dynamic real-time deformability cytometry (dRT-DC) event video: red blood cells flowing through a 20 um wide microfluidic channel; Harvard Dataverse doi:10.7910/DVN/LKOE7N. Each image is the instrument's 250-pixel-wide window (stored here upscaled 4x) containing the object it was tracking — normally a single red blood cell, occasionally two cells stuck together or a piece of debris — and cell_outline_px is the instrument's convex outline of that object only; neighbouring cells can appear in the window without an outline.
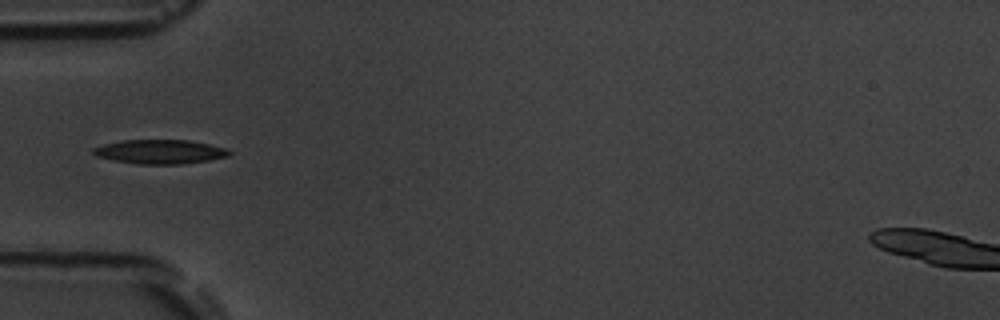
{"species": "common noctule bat (a hibernating species)", "species_latin": "Nyctalus noctula", "temperature_condition": "room temperature", "stored_images_in_passage": 5, "camera_frame_rate_fps": 3000, "um_per_image_px": 0.085, "animal": {"sex": "male", "body_mass_g": 19.5, "forearm_length_mm": 54.6}, "frame": {"image": 1, "passage_image": 1, "time_ms": 0.0, "image_size_px": [1000, 320], "cell_outline_px": [[232, 152], [228, 156], [208, 160], [180, 164], [136, 164], [112, 160], [96, 156], [92, 152], [92, 148], [104, 144], [124, 140], [188, 140], [208, 144], [224, 148]], "centroid_in_image_um": [13.55, 12.9], "position_along_channel_um": 71.4, "area_um2": 19.02}}
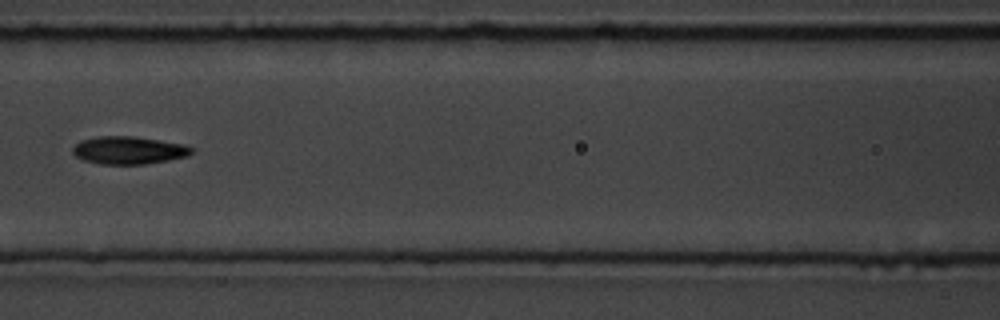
{"frame": {"image": 2, "passage_image": 3, "time_ms": 2.333, "image_size_px": [1000, 320], "cell_outline_px": [[192, 152], [188, 156], [168, 160], [144, 164], [100, 164], [84, 160], [76, 156], [72, 152], [72, 148], [80, 140], [96, 136], [132, 136], [160, 140], [184, 144], [192, 148]], "centroid_in_image_um": [10.92, 12.76], "position_along_channel_um": 155.7, "area_um2": 19.19}}
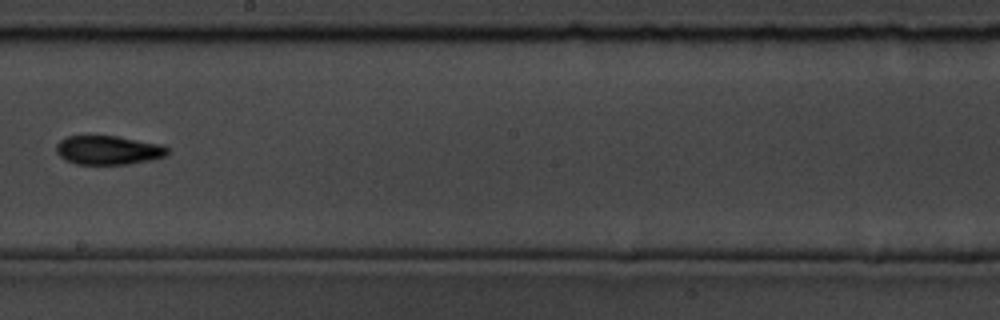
{"frame": {"image": 3, "passage_image": 5, "time_ms": 4.667, "image_size_px": [1000, 320], "cell_outline_px": [[168, 156], [152, 160], [128, 164], [76, 164], [64, 160], [56, 152], [56, 144], [60, 140], [68, 136], [116, 136], [164, 144], [168, 148]], "centroid_in_image_um": [9.24, 12.76], "position_along_channel_um": 239.0, "area_um2": 19.02}}